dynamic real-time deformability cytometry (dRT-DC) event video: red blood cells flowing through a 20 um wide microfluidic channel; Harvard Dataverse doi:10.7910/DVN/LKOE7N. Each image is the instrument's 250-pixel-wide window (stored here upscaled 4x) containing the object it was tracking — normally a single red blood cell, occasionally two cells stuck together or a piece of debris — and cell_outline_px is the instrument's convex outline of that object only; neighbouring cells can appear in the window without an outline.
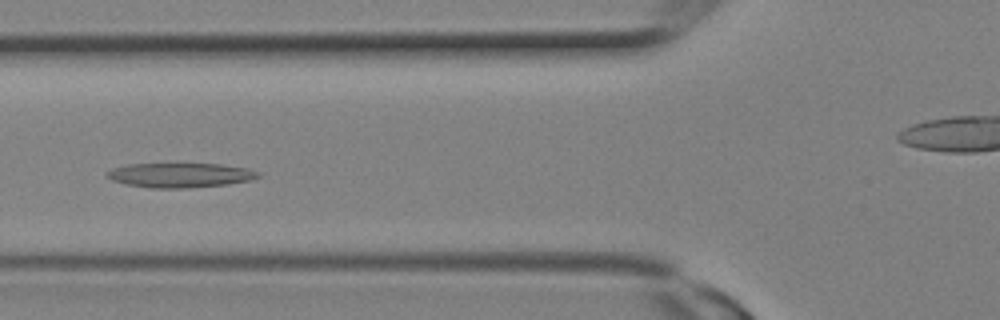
{"species": "Egyptian fruit bat (a non-hibernating species)", "species_latin": "Rousettus aegyptiacus", "temperature_condition": "room temperature", "stored_images_in_passage": 10, "camera_frame_rate_fps": 3000, "um_per_image_px": 0.085, "animal": {"sex": "female"}, "frame": {"image": 1, "passage_image": 9, "time_ms": 2.667, "image_size_px": [1000, 320], "cell_outline_px": [[260, 176], [252, 180], [224, 184], [184, 188], [152, 188], [128, 184], [112, 180], [108, 176], [108, 172], [112, 168], [128, 164], [220, 164], [248, 168], [260, 172]], "centroid_in_image_um": [15.35, 14.88], "position_along_channel_um": 110.4, "area_um2": 21.33}}